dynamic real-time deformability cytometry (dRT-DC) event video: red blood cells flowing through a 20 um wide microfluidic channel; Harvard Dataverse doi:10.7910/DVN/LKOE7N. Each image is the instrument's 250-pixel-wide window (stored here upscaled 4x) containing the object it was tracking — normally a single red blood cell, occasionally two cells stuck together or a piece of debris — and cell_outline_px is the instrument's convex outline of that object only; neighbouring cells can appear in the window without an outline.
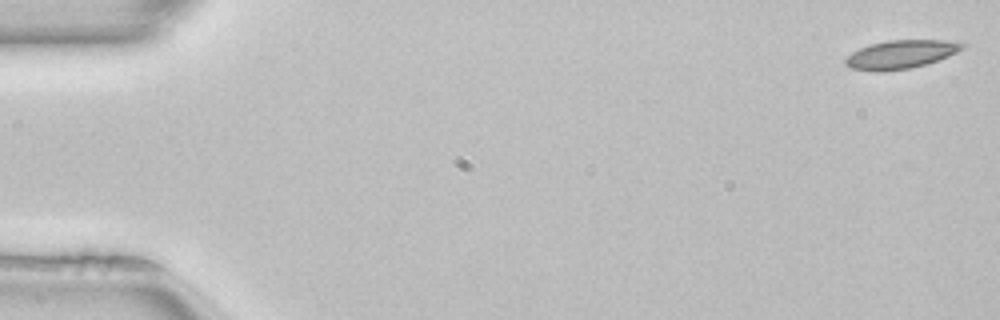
{"species": "common noctule bat (a hibernating species)", "species_latin": "Nyctalus noctula", "temperature_condition": "room temperature", "stored_images_in_passage": 51, "camera_frame_rate_fps": 3000, "um_per_image_px": 0.085, "animal": {"sex": "female", "body_mass_g": 22.7, "forearm_length_mm": 54.2}, "frame": {"image": 1, "passage_image": 1, "time_ms": 0.0, "image_size_px": [1000, 320], "cell_outline_px": [[968, 44], [964, 48], [948, 56], [924, 64], [908, 68], [884, 72], [872, 72], [852, 68], [844, 64], [844, 60], [852, 52], [860, 48], [872, 44], [888, 40], [944, 40]], "centroid_in_image_um": [76.54, 4.63], "position_along_channel_um": 8.5, "area_um2": 19.25}}
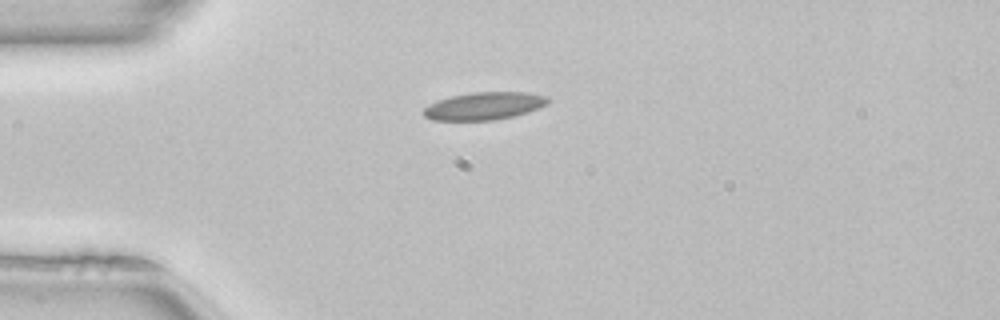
{"frame": {"image": 2, "passage_image": 13, "time_ms": 4.0, "image_size_px": [1000, 320], "cell_outline_px": [[548, 104], [540, 108], [528, 112], [512, 116], [492, 120], [432, 120], [424, 116], [420, 112], [428, 104], [436, 100], [452, 96], [472, 92], [524, 92], [548, 96]], "centroid_in_image_um": [41.12, 9.0], "position_along_channel_um": 43.9, "area_um2": 20.11}}
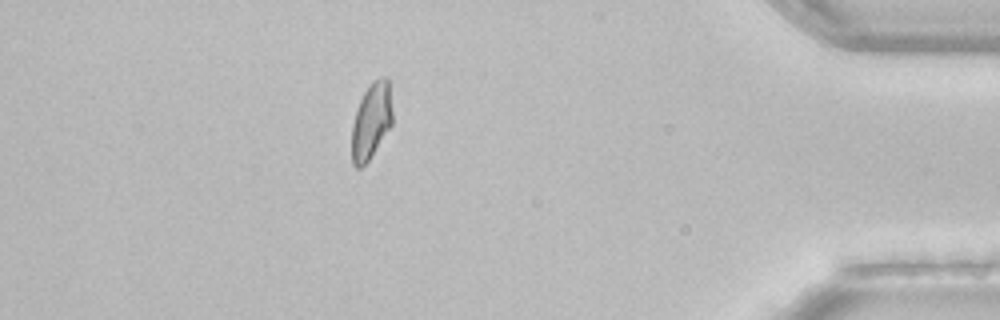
{"frame": {"image": 3, "passage_image": 45, "time_ms": 14.667, "image_size_px": [1000, 320], "cell_outline_px": [[392, 124], [368, 160], [360, 168], [356, 168], [352, 164], [352, 124], [360, 100], [364, 92], [372, 80], [380, 76], [384, 76], [388, 80], [392, 112]], "centroid_in_image_um": [31.55, 10.26], "position_along_channel_um": 403.7, "area_um2": 17.8}, "authors_computed_cell_mechanics": {"area_um2": 19.0162, "velocity_mm_per_s": 4.0128, "shape_relaxation_time_tau1_ms": 6.5968, "shape_relaxation_time_tau2_ms": 2.6584, "deformation_change_tau1": 0.1451, "deformation_change_tau2": 0.0905}}